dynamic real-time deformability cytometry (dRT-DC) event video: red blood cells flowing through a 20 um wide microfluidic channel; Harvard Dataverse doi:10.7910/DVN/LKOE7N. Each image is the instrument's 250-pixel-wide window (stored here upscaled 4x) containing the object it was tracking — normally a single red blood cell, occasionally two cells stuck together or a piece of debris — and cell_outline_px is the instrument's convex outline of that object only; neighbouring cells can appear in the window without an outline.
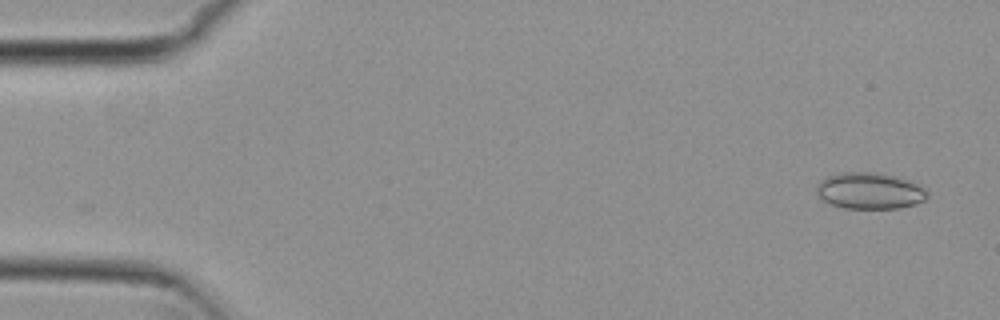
{"species": "common noctule bat (a hibernating species)", "species_latin": "Nyctalus noctula", "temperature_condition": "cold", "stored_images_in_passage": 46, "camera_frame_rate_fps": 3000, "um_per_image_px": 0.085, "animal": {"sex": "female", "body_mass_g": 29.2, "forearm_length_mm": 56.3}, "frame": {"image": 1, "passage_image": 2, "time_ms": 0.333, "image_size_px": [1000, 320], "cell_outline_px": [[928, 196], [924, 200], [916, 204], [900, 208], [844, 208], [832, 204], [824, 200], [816, 192], [816, 188], [820, 180], [828, 176], [844, 172], [876, 172], [896, 176], [908, 180], [924, 188], [928, 192]], "centroid_in_image_um": [73.94, 16.21], "position_along_channel_um": 11.1, "area_um2": 23.41}}
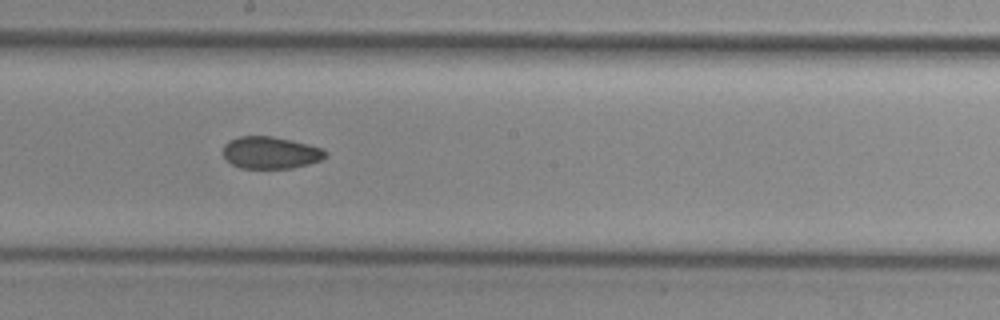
{"frame": {"image": 2, "passage_image": 29, "time_ms": 9.333, "image_size_px": [1000, 320], "cell_outline_px": [[328, 156], [320, 160], [308, 164], [292, 168], [240, 168], [232, 164], [224, 156], [224, 144], [228, 140], [240, 136], [272, 136], [292, 140], [324, 148], [328, 152]], "centroid_in_image_um": [23.03, 12.97], "position_along_channel_um": 225.2, "area_um2": 19.25}}
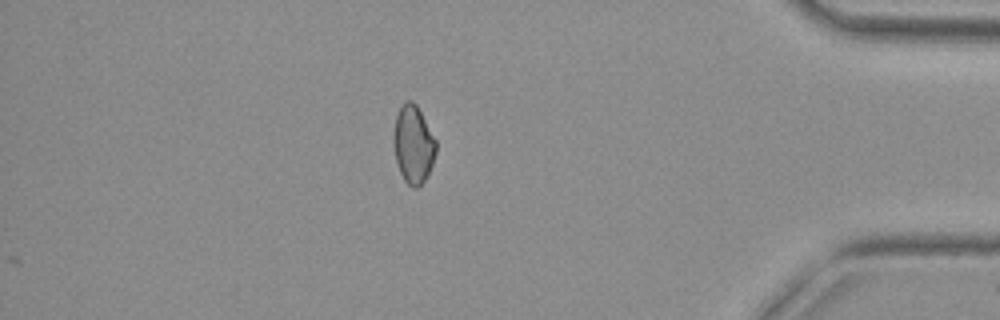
{"frame": {"image": 3, "passage_image": 46, "time_ms": 15.0, "image_size_px": [1000, 320], "cell_outline_px": [[436, 152], [428, 176], [416, 188], [412, 188], [404, 180], [400, 172], [396, 160], [392, 144], [392, 136], [396, 116], [404, 100], [412, 100], [416, 104], [436, 140]], "centroid_in_image_um": [35.11, 12.27], "position_along_channel_um": 400.1, "area_um2": 19.36}, "authors_computed_cell_mechanics": {"area_um2": 20.2011, "velocity_mm_per_s": 3.7997, "shape_relaxation_time_tau1_ms": null, "shape_relaxation_time_tau2_ms": 4.6508, "deformation_change_tau1": null, "deformation_change_tau2": 0.0795}}